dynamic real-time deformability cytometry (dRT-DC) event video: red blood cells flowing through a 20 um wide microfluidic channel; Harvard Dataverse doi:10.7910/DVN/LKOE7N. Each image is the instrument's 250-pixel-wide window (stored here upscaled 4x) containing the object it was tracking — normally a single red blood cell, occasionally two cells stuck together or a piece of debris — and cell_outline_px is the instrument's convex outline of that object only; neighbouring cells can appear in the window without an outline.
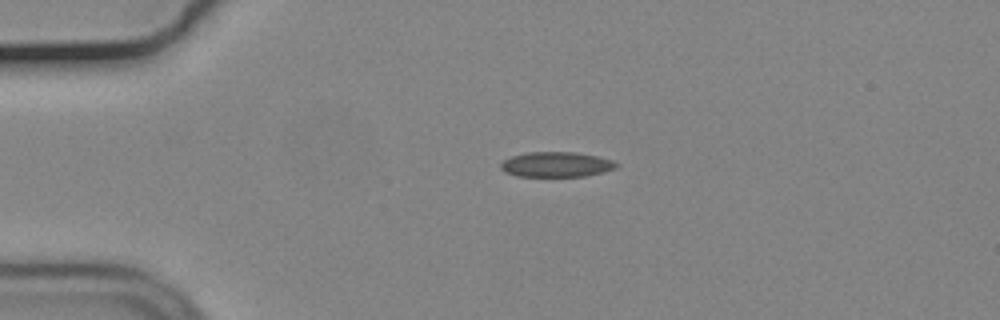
{"species": "common noctule bat (a hibernating species)", "species_latin": "Nyctalus noctula", "temperature_condition": "cold", "stored_images_in_passage": 44, "camera_frame_rate_fps": 3000, "um_per_image_px": 0.085, "animal": {"sex": "male", "body_mass_g": 19.2, "forearm_length_mm": 51.8}, "frame": {"image": 1, "passage_image": 1, "time_ms": 0.0, "image_size_px": [1000, 320], "cell_outline_px": [[620, 164], [616, 168], [604, 172], [588, 176], [516, 176], [504, 172], [500, 168], [500, 164], [504, 160], [512, 156], [528, 152], [576, 152], [596, 156], [612, 160]], "centroid_in_image_um": [47.3, 13.98], "position_along_channel_um": 37.7, "area_um2": 16.99}}
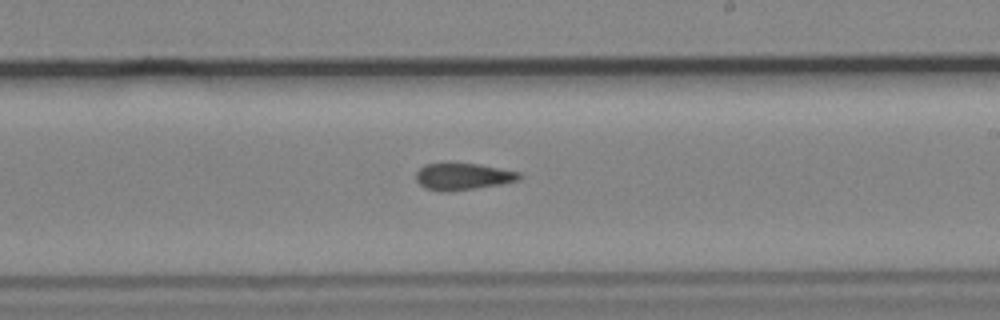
{"frame": {"image": 2, "passage_image": 21, "time_ms": 6.667, "image_size_px": [1000, 320], "cell_outline_px": [[524, 176], [520, 180], [504, 184], [448, 192], [440, 192], [424, 188], [416, 180], [416, 172], [424, 164], [448, 160], [476, 164], [520, 172]], "centroid_in_image_um": [39.32, 14.98], "position_along_channel_um": 249.7, "area_um2": 16.94}}
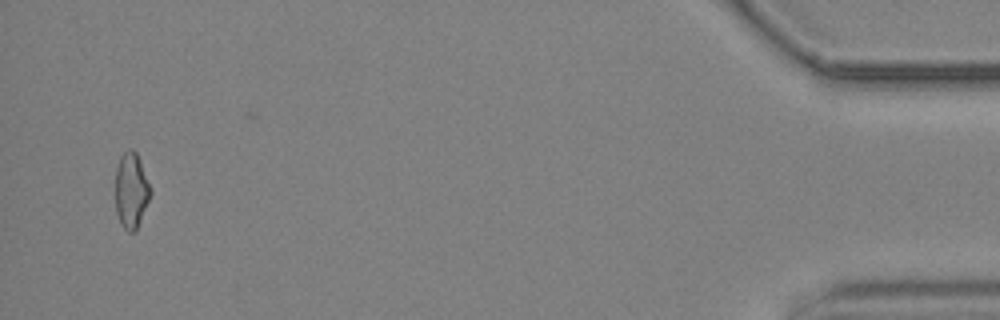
{"frame": {"image": 3, "passage_image": 42, "time_ms": 13.667, "image_size_px": [1000, 320], "cell_outline_px": [[152, 192], [136, 232], [128, 232], [120, 224], [116, 212], [116, 168], [120, 156], [128, 148], [132, 148], [136, 152], [140, 160], [152, 188]], "centroid_in_image_um": [11.17, 16.19], "position_along_channel_um": 424.0, "area_um2": 15.72}, "authors_computed_cell_mechanics": {"area_um2": 16.5886, "velocity_mm_per_s": 3.7101, "shape_relaxation_time_tau1_ms": null, "shape_relaxation_time_tau2_ms": 10.5595, "deformation_change_tau1": null, "deformation_change_tau2": 0.1958}}